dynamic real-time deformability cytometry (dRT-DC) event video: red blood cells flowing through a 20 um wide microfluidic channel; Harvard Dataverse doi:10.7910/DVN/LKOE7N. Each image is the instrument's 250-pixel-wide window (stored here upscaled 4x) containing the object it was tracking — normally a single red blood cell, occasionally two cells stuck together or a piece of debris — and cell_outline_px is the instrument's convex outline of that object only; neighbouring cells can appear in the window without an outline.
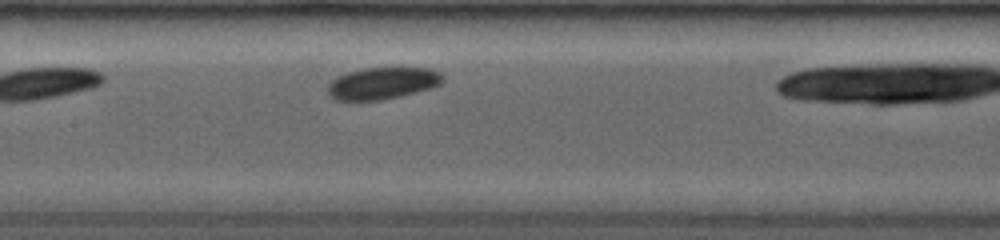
{"species": "common noctule bat (a hibernating species)", "species_latin": "Nyctalus noctula", "temperature_condition": "room temperature", "stored_images_in_passage": 18, "camera_frame_rate_fps": 3500, "um_per_image_px": 0.085, "animal": {"sex": "female", "body_mass_g": 19.0, "forearm_length_mm": 53.3}, "frame": {"image": 1, "passage_image": 8, "time_ms": 3.143, "image_size_px": [1000, 240], "cell_outline_px": [[444, 80], [440, 84], [432, 88], [380, 100], [336, 100], [328, 96], [328, 84], [336, 76], [348, 72], [364, 68], [428, 68], [440, 72], [444, 76]], "centroid_in_image_um": [32.5, 7.07], "position_along_channel_um": 174.9, "area_um2": 21.33}}